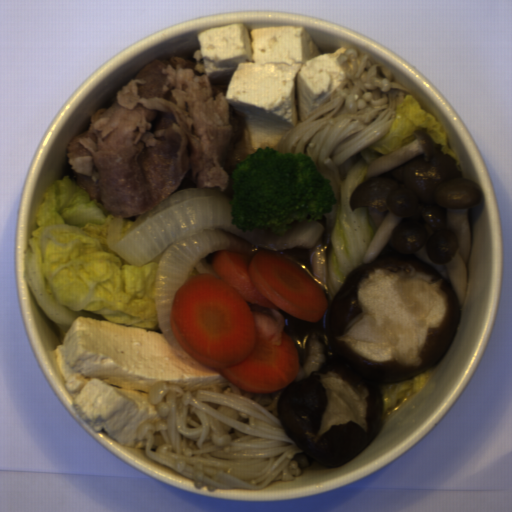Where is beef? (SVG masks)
<instances>
[{"label":"beef","mask_w":512,"mask_h":512,"mask_svg":"<svg viewBox=\"0 0 512 512\" xmlns=\"http://www.w3.org/2000/svg\"><path fill=\"white\" fill-rule=\"evenodd\" d=\"M196 65L175 55L145 65L67 143L70 178L114 219L134 223L187 188L232 198V171L257 150L225 98L229 79Z\"/></svg>","instance_id":"beef-1"}]
</instances>
